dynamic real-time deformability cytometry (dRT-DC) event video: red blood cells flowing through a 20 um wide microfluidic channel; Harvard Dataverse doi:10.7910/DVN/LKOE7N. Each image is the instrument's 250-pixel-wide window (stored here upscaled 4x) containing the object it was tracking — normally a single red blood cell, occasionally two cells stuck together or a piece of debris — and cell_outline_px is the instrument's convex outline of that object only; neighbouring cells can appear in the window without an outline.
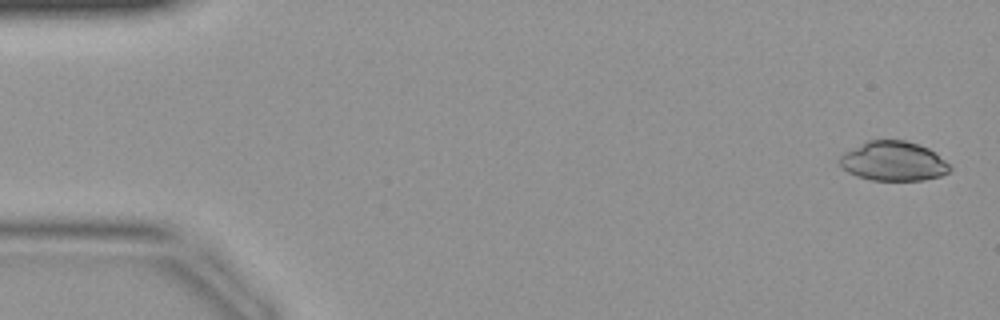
{"species": "common noctule bat (a hibernating species)", "species_latin": "Nyctalus noctula", "temperature_condition": "warm", "stored_images_in_passage": 43, "camera_frame_rate_fps": 3000, "um_per_image_px": 0.085, "animal": {"sex": "female", "body_mass_g": 19.9}, "frame": {"image": 1, "passage_image": 2, "time_ms": 0.333, "image_size_px": [1000, 320], "cell_outline_px": [[952, 168], [948, 172], [940, 176], [924, 180], [872, 180], [856, 176], [848, 172], [836, 160], [844, 152], [868, 140], [904, 140], [920, 144], [928, 148], [944, 160]], "centroid_in_image_um": [75.91, 13.7], "position_along_channel_um": 9.1, "area_um2": 25.32}}
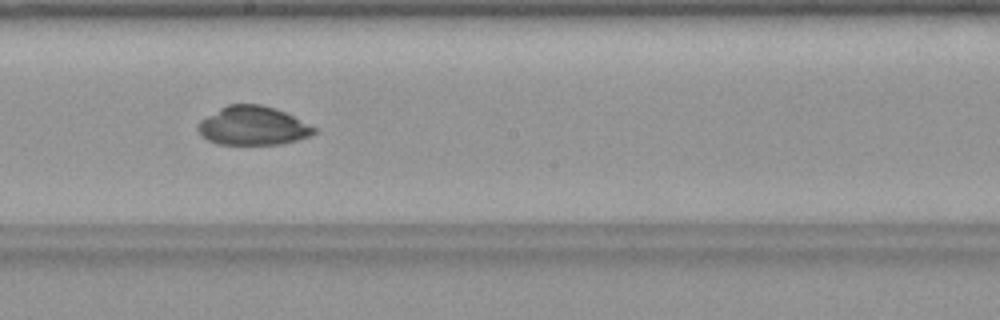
{"frame": {"image": 2, "passage_image": 24, "time_ms": 7.667, "image_size_px": [1000, 320], "cell_outline_px": [[316, 132], [312, 136], [280, 144], [216, 144], [200, 136], [196, 128], [196, 124], [200, 120], [220, 108], [228, 104], [260, 104], [276, 108], [316, 128]], "centroid_in_image_um": [21.45, 10.69], "position_along_channel_um": 226.8, "area_um2": 26.3}}
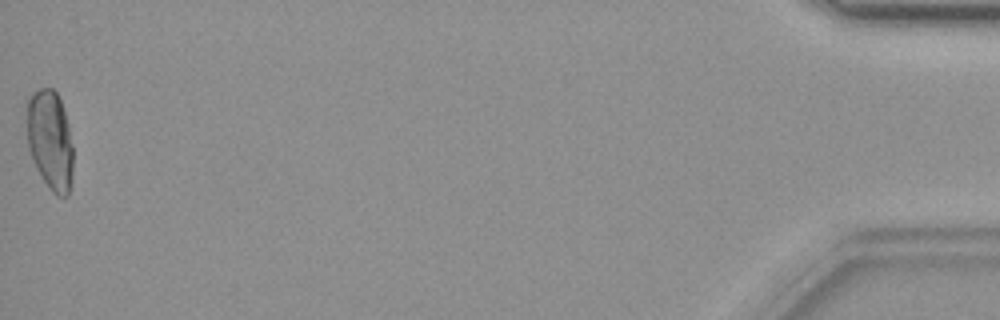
{"frame": {"image": 3, "passage_image": 43, "time_ms": 14.0, "image_size_px": [1000, 320], "cell_outline_px": [[72, 180], [68, 196], [56, 196], [48, 188], [36, 168], [28, 148], [24, 104], [32, 92], [40, 88], [52, 88], [56, 92], [60, 100], [68, 124], [72, 144]], "centroid_in_image_um": [4.22, 11.89], "position_along_channel_um": 431.0, "area_um2": 27.51}}